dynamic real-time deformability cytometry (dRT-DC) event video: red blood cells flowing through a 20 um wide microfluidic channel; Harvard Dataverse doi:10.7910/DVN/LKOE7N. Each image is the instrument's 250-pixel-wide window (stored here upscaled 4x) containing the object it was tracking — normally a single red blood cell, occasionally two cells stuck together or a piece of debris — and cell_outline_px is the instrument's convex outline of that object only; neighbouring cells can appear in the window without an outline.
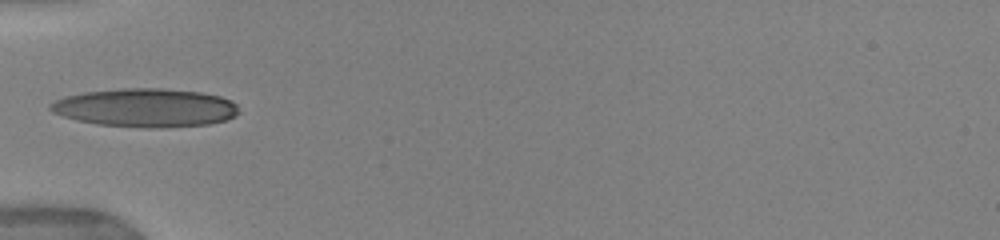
{"species": "human", "species_latin": "Homo sapiens", "temperature_condition": "warm", "stored_images_in_passage": 5, "camera_frame_rate_fps": 3000, "um_per_image_px": 0.085, "donor": {"sex": "female"}, "frame": {"image": 1, "passage_image": 1, "time_ms": 0.0, "image_size_px": [1000, 240], "cell_outline_px": [[240, 112], [236, 116], [224, 120], [208, 124], [160, 128], [148, 128], [100, 124], [76, 120], [52, 112], [48, 108], [48, 104], [64, 96], [84, 92], [124, 88], [160, 88], [200, 92], [220, 96], [232, 100], [236, 104]], "centroid_in_image_um": [12.37, 9.15], "position_along_channel_um": 72.6, "area_um2": 42.37}}